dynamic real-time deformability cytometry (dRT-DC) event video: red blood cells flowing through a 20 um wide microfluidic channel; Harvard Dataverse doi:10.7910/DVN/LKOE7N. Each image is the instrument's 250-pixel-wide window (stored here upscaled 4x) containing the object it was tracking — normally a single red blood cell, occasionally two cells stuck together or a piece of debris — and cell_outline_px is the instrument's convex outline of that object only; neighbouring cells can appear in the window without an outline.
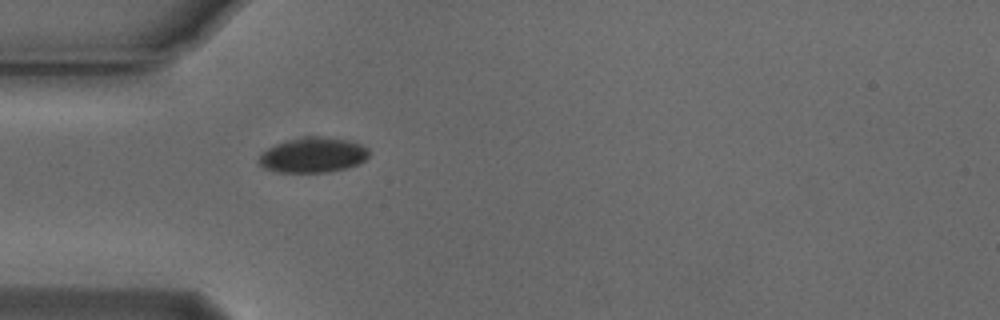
{"species": "Egyptian fruit bat (a non-hibernating species)", "species_latin": "Rousettus aegyptiacus", "temperature_condition": "cold", "stored_images_in_passage": 36, "camera_frame_rate_fps": 3000, "um_per_image_px": 0.085, "animal": {"sex": "male"}, "frame": {"image": 1, "passage_image": 1, "time_ms": 0.0, "image_size_px": [1000, 320], "cell_outline_px": [[368, 156], [360, 164], [348, 168], [328, 172], [272, 172], [264, 168], [260, 164], [260, 152], [276, 144], [288, 140], [304, 136], [320, 136], [352, 140], [368, 148]], "centroid_in_image_um": [26.62, 13.18], "position_along_channel_um": 58.4, "area_um2": 22.77}}
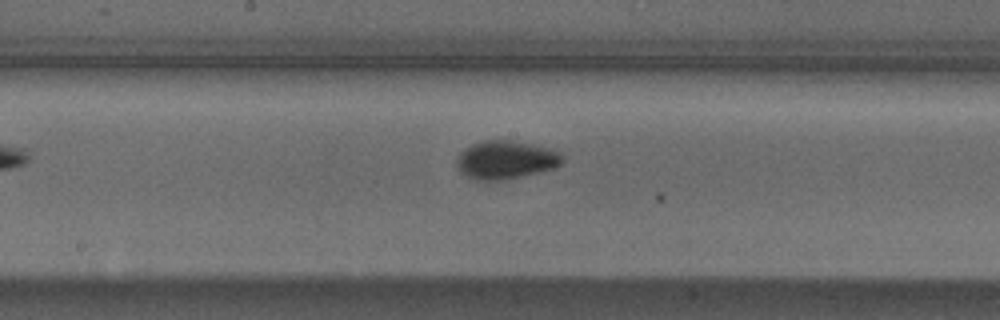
{"frame": {"image": 2, "passage_image": 13, "time_ms": 4.0, "image_size_px": [1000, 320], "cell_outline_px": [[564, 160], [556, 168], [540, 172], [504, 180], [476, 180], [460, 172], [456, 164], [456, 160], [460, 152], [464, 148], [472, 144], [484, 140], [508, 140], [552, 148], [560, 152]], "centroid_in_image_um": [43.0, 13.59], "position_along_channel_um": 205.2, "area_um2": 23.7}}
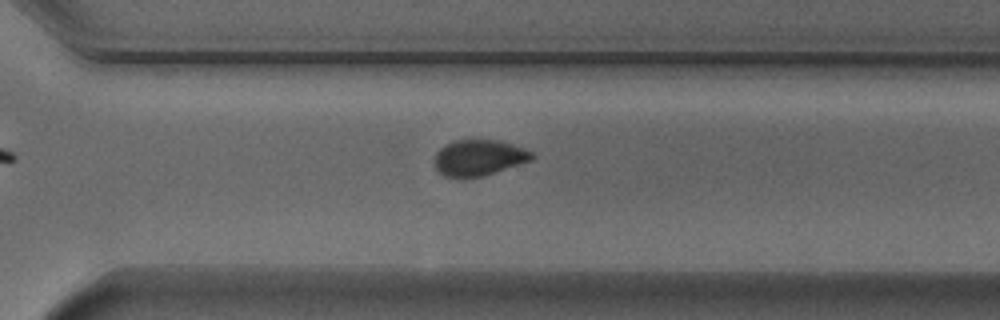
{"frame": {"image": 3, "passage_image": 23, "time_ms": 7.333, "image_size_px": [1000, 320], "cell_outline_px": [[536, 156], [532, 160], [484, 176], [464, 180], [460, 180], [444, 176], [432, 164], [432, 160], [436, 152], [444, 144], [452, 140], [496, 140], [512, 144], [524, 148], [532, 152]], "centroid_in_image_um": [40.64, 13.44], "position_along_channel_um": 330.0, "area_um2": 21.1}}